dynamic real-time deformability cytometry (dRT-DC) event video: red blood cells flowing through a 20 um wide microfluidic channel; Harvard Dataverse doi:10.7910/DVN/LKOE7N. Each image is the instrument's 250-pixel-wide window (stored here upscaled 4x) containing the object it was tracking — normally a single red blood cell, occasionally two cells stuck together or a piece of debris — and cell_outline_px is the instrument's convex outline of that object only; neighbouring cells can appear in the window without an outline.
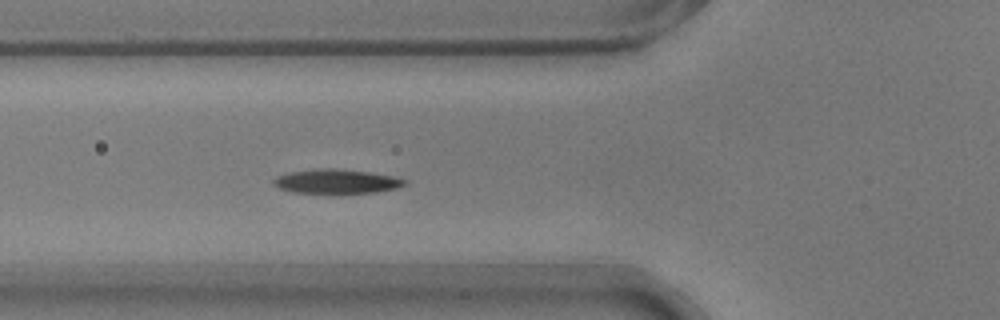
{"species": "common noctule bat (a hibernating species)", "species_latin": "Nyctalus noctula", "temperature_condition": "warm", "stored_images_in_passage": 41, "camera_frame_rate_fps": 3000, "um_per_image_px": 0.085, "animal": {"sex": "male", "body_mass_g": 17.9}, "frame": {"image": 1, "passage_image": 5, "time_ms": 1.333, "image_size_px": [1000, 320], "cell_outline_px": [[408, 180], [404, 184], [396, 188], [376, 192], [292, 192], [280, 188], [272, 184], [272, 180], [276, 176], [288, 172], [324, 168], [332, 168], [368, 172], [392, 176]], "centroid_in_image_um": [28.56, 15.4], "position_along_channel_um": 97.2, "area_um2": 18.09}}
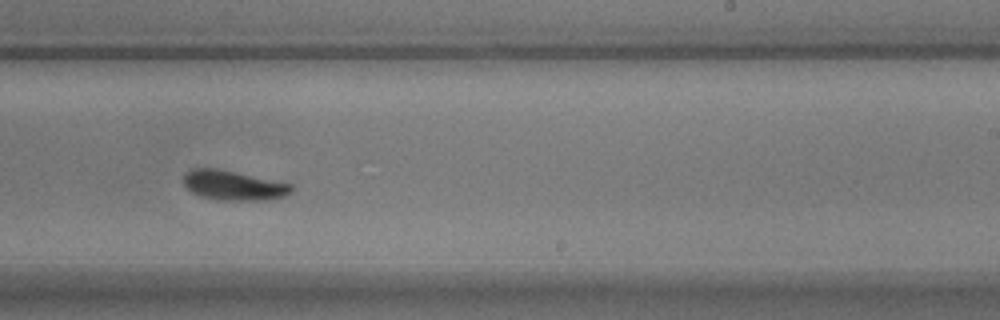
{"frame": {"image": 2, "passage_image": 19, "time_ms": 6.0, "image_size_px": [1000, 320], "cell_outline_px": [[292, 192], [284, 196], [268, 200], [216, 200], [200, 196], [192, 192], [184, 184], [184, 176], [192, 168], [216, 168], [236, 172], [292, 184]], "centroid_in_image_um": [19.85, 15.76], "position_along_channel_um": 269.2, "area_um2": 18.55}}
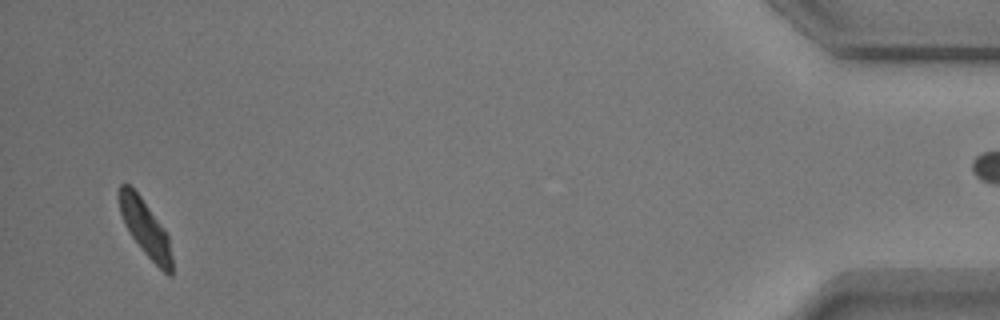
{"frame": {"image": 3, "passage_image": 38, "time_ms": 12.333, "image_size_px": [1000, 320], "cell_outline_px": [[172, 276], [168, 276], [140, 248], [124, 224], [120, 212], [116, 196], [120, 184], [128, 184], [140, 196], [164, 228], [168, 236], [172, 256]], "centroid_in_image_um": [12.32, 19.37], "position_along_channel_um": 422.9, "area_um2": 17.28}, "authors_computed_cell_mechanics": {"area_um2": 18.5538, "velocity_mm_per_s": 3.6818, "shape_relaxation_time_tau1_ms": 2.3334, "shape_relaxation_time_tau2_ms": null, "deformation_change_tau1": 0.1295, "deformation_change_tau2": null}}